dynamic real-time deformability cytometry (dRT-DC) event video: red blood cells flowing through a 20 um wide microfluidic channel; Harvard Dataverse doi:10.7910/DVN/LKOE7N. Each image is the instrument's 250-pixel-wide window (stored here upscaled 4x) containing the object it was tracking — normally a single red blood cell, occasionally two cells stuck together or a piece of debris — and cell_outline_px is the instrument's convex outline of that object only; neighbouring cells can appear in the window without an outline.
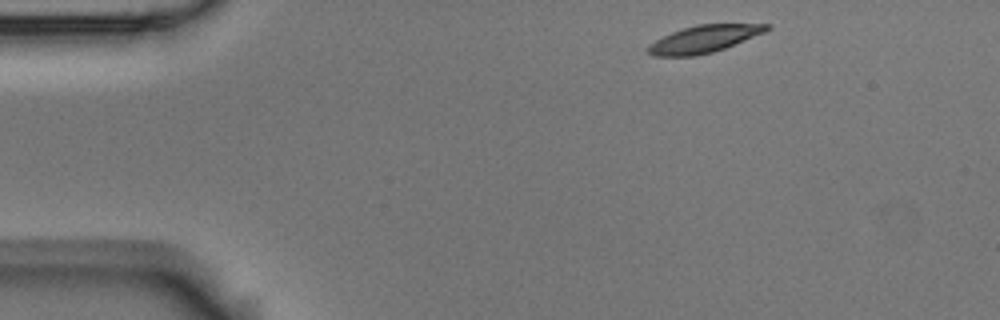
{"species": "Egyptian fruit bat (a non-hibernating species)", "species_latin": "Rousettus aegyptiacus", "temperature_condition": "room temperature", "stored_images_in_passage": 4, "camera_frame_rate_fps": 3000, "um_per_image_px": 0.085, "animal": {"sex": "male"}, "frame": {"image": 1, "passage_image": 1, "time_ms": 0.0, "image_size_px": [1000, 320], "cell_outline_px": [[772, 28], [764, 32], [724, 48], [712, 52], [692, 56], [652, 56], [648, 52], [648, 44], [672, 32], [696, 24], [772, 24]], "centroid_in_image_um": [59.83, 3.31], "position_along_channel_um": 25.2, "area_um2": 18.55}}
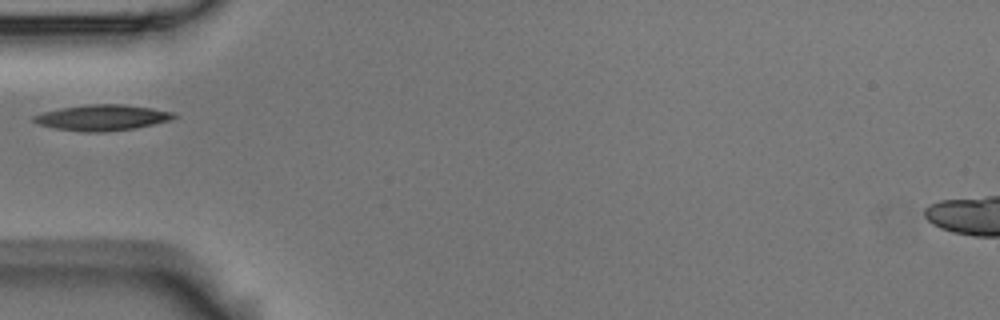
{"frame": {"image": 2, "passage_image": 4, "time_ms": 1.0, "image_size_px": [1000, 320], "cell_outline_px": [[180, 116], [172, 120], [136, 128], [104, 132], [80, 132], [56, 128], [36, 124], [32, 120], [32, 116], [44, 112], [60, 108], [84, 104], [124, 104], [152, 108], [176, 112]], "centroid_in_image_um": [8.73, 9.99], "position_along_channel_um": 76.3, "area_um2": 21.44}}